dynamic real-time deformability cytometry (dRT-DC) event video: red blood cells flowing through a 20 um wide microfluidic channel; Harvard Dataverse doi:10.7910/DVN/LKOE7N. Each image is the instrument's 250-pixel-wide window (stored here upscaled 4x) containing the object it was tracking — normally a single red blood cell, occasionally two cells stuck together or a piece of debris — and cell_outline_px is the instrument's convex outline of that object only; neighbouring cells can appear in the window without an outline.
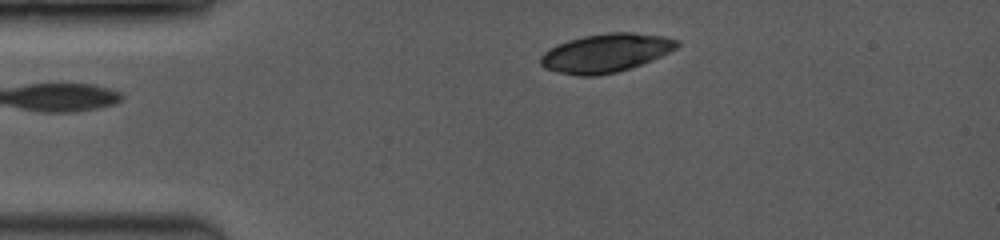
{"species": "common noctule bat (a hibernating species)", "species_latin": "Nyctalus noctula", "temperature_condition": "room temperature", "stored_images_in_passage": 11, "camera_frame_rate_fps": 3500, "um_per_image_px": 0.085, "animal": {"sex": "female", "body_mass_g": 19.0, "forearm_length_mm": 53.3}, "frame": {"image": 1, "passage_image": 4, "time_ms": 0.571, "image_size_px": [1000, 240], "cell_outline_px": [[680, 44], [676, 48], [652, 60], [616, 72], [596, 76], [580, 76], [560, 72], [544, 68], [540, 64], [540, 56], [544, 52], [568, 40], [584, 36], [612, 32], [628, 32], [664, 36], [680, 40]], "centroid_in_image_um": [51.5, 4.5], "position_along_channel_um": 33.5, "area_um2": 30.29}}